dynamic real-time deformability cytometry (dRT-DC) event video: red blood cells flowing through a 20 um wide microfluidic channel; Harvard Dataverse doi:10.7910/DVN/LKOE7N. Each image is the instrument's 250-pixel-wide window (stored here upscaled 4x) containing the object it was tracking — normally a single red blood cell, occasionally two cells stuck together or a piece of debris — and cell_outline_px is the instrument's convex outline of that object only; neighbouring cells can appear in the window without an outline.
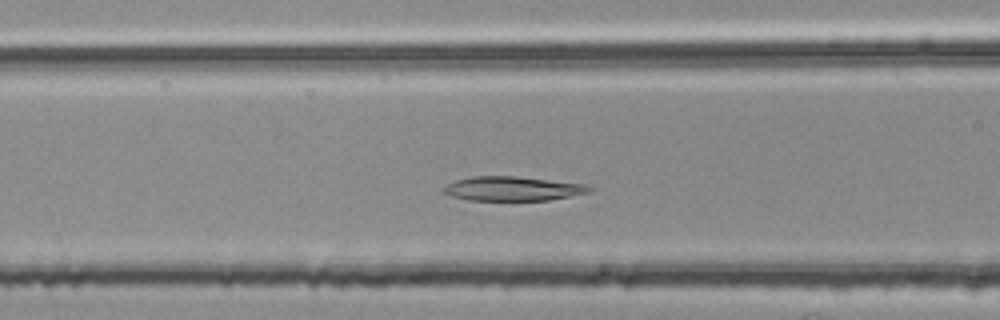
{"species": "common noctule bat (a hibernating species)", "species_latin": "Nyctalus noctula", "temperature_condition": "room temperature", "stored_images_in_passage": 42, "camera_frame_rate_fps": 3000, "um_per_image_px": 0.085, "animal": {"sex": "female", "body_mass_g": 25.1}, "frame": {"image": 1, "passage_image": 14, "time_ms": 4.333, "image_size_px": [1000, 320], "cell_outline_px": [[592, 192], [548, 200], [468, 200], [452, 196], [444, 192], [440, 188], [456, 180], [472, 176], [516, 176], [584, 184], [592, 188]], "centroid_in_image_um": [43.56, 16.03], "position_along_channel_um": 123.0, "area_um2": 20.52}}
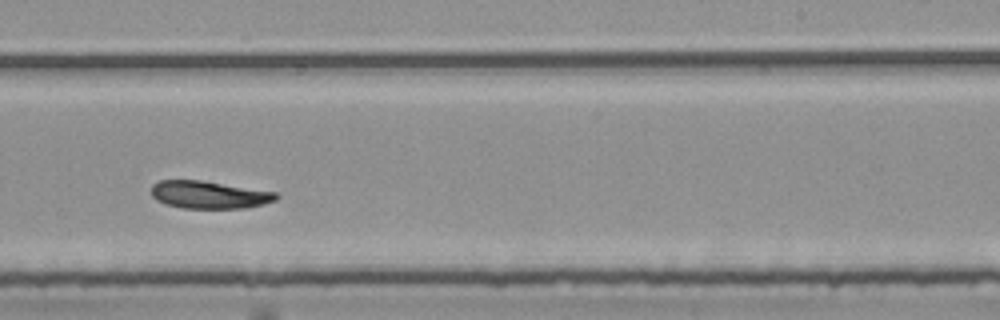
{"frame": {"image": 2, "passage_image": 26, "time_ms": 8.333, "image_size_px": [1000, 320], "cell_outline_px": [[280, 196], [276, 200], [264, 204], [244, 208], [184, 208], [164, 204], [156, 200], [152, 196], [152, 184], [160, 180], [200, 180], [276, 192]], "centroid_in_image_um": [17.77, 16.55], "position_along_channel_um": 271.2, "area_um2": 20.06}}
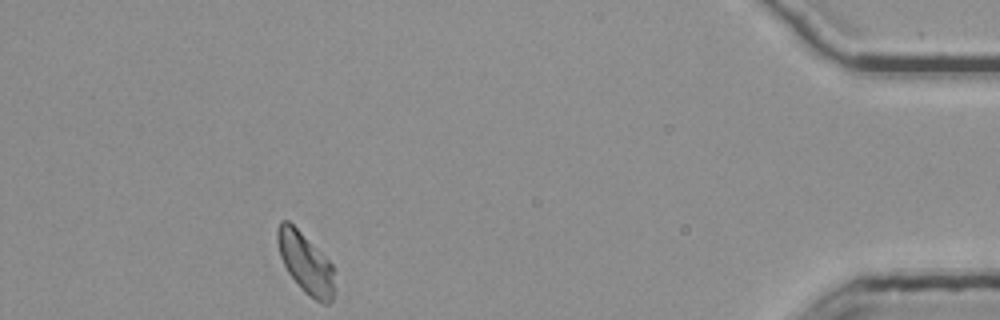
{"frame": {"image": 3, "passage_image": 42, "time_ms": 13.667, "image_size_px": [1000, 320], "cell_outline_px": [[332, 300], [328, 304], [324, 304], [308, 296], [300, 288], [288, 272], [280, 256], [276, 240], [276, 228], [280, 220], [288, 220], [332, 264]], "centroid_in_image_um": [25.91, 22.34], "position_along_channel_um": 409.3, "area_um2": 19.65}, "authors_computed_cell_mechanics": {"area_um2": 20.8369, "velocity_mm_per_s": 3.7223, "shape_relaxation_time_tau1_ms": 5.6878, "shape_relaxation_time_tau2_ms": null, "deformation_change_tau1": 0.158, "deformation_change_tau2": null}}